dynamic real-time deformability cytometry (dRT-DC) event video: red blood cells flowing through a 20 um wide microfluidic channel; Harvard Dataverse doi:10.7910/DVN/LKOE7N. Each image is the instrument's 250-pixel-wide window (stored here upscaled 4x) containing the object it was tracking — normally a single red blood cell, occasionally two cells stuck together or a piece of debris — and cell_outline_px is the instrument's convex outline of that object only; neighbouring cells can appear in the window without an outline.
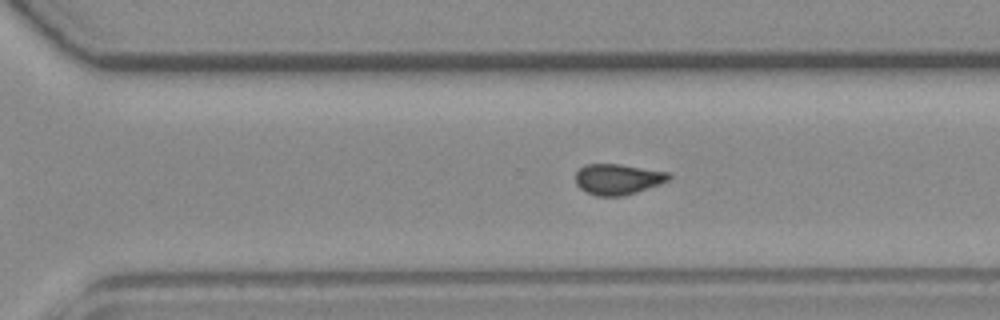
{"species": "common noctule bat (a hibernating species)", "species_latin": "Nyctalus noctula", "temperature_condition": "room temperature", "stored_images_in_passage": 20, "camera_frame_rate_fps": 3000, "um_per_image_px": 0.085, "animal": {"sex": "female", "body_mass_g": 19.3, "forearm_length_mm": 54.1}, "frame": {"image": 1, "passage_image": 15, "time_ms": 4.667, "image_size_px": [1000, 320], "cell_outline_px": [[672, 176], [668, 180], [660, 184], [624, 196], [596, 196], [580, 188], [576, 184], [576, 172], [584, 164], [620, 164], [672, 172]], "centroid_in_image_um": [52.54, 15.22], "position_along_channel_um": 318.1, "area_um2": 16.82}}